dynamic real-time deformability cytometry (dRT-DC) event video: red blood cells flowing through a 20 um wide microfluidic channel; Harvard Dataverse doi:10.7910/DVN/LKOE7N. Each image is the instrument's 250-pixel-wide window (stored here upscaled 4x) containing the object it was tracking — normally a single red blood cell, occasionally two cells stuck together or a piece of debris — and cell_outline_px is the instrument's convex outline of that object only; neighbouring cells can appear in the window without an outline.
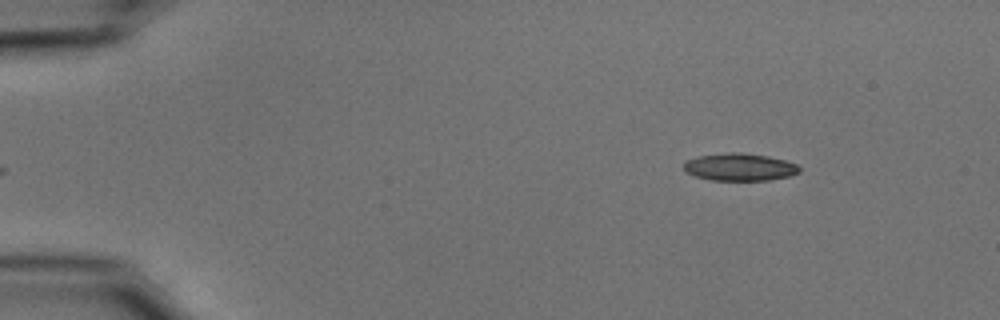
{"species": "common noctule bat (a hibernating species)", "species_latin": "Nyctalus noctula", "temperature_condition": "cold", "stored_images_in_passage": 48, "camera_frame_rate_fps": 3000, "um_per_image_px": 0.085, "animal": {"sex": "male", "body_mass_g": 15.6}, "frame": {"image": 1, "passage_image": 1, "time_ms": 0.0, "image_size_px": [1000, 320], "cell_outline_px": [[800, 172], [788, 176], [768, 180], [712, 180], [696, 176], [684, 172], [684, 160], [700, 156], [728, 152], [740, 152], [768, 156], [784, 160], [796, 164], [800, 168]], "centroid_in_image_um": [62.84, 14.19], "position_along_channel_um": 22.2, "area_um2": 18.44}}
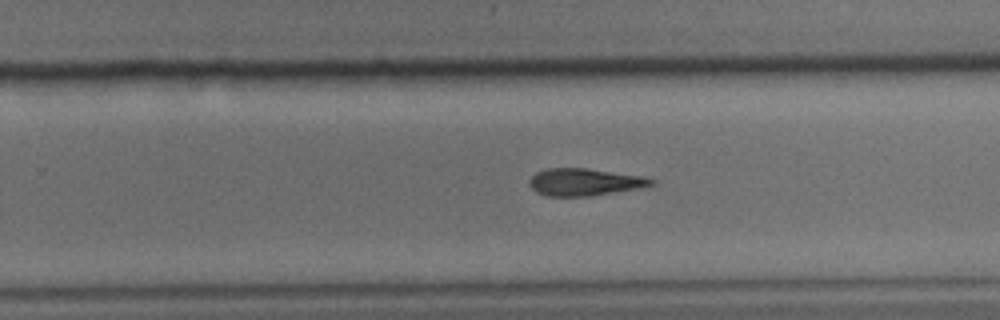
{"frame": {"image": 2, "passage_image": 29, "time_ms": 9.333, "image_size_px": [1000, 320], "cell_outline_px": [[656, 184], [648, 188], [592, 196], [548, 196], [536, 192], [528, 184], [528, 180], [536, 172], [548, 168], [584, 168], [644, 176], [656, 180]], "centroid_in_image_um": [49.77, 15.49], "position_along_channel_um": 280.0, "area_um2": 19.83}}
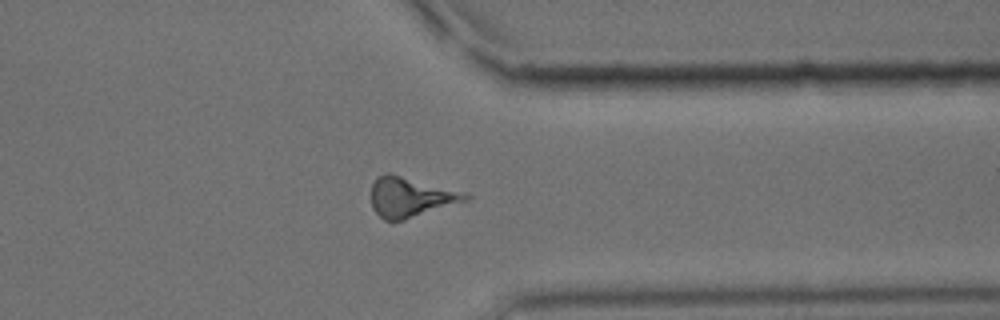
{"frame": {"image": 3, "passage_image": 37, "time_ms": 12.0, "image_size_px": [1000, 320], "cell_outline_px": [[472, 196], [468, 200], [404, 220], [384, 220], [372, 208], [372, 184], [376, 176], [388, 172], [468, 192]], "centroid_in_image_um": [34.93, 16.73], "position_along_channel_um": 376.5, "area_um2": 22.08}, "authors_computed_cell_mechanics": {"area_um2": 20.3167, "velocity_mm_per_s": 3.708, "shape_relaxation_time_tau1_ms": 2.634, "shape_relaxation_time_tau2_ms": null, "deformation_change_tau1": 0.0797, "deformation_change_tau2": null}}